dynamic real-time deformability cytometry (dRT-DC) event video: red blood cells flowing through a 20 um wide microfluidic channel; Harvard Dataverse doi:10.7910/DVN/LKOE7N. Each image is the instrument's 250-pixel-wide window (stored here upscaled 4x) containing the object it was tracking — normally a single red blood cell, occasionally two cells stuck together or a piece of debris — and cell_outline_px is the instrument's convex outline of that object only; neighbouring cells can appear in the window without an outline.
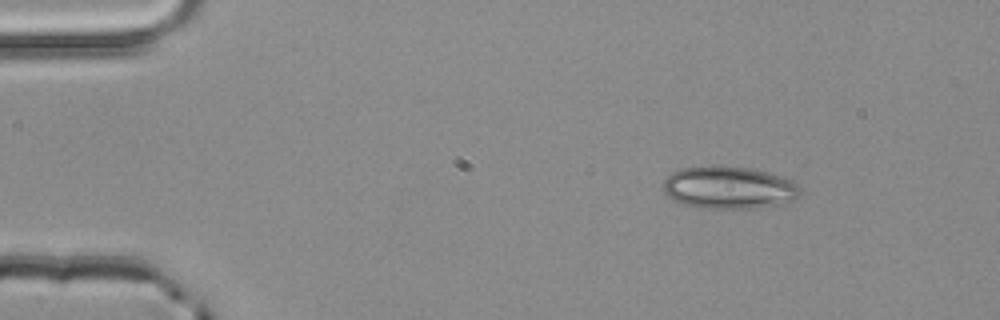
{"species": "common noctule bat (a hibernating species)", "species_latin": "Nyctalus noctula", "temperature_condition": "room temperature", "stored_images_in_passage": 3, "segment_of_instrument_passage": [1, 2], "camera_frame_rate_fps": 3000, "um_per_image_px": 0.085, "animal": {"sex": "male", "body_mass_g": 20.4}, "frame": {"image": 1, "passage_image": 1, "time_ms": 0.0, "image_size_px": [1000, 320], "cell_outline_px": [[800, 192], [792, 200], [784, 204], [756, 208], [700, 208], [684, 204], [672, 200], [664, 192], [664, 180], [672, 172], [680, 168], [748, 168], [764, 172], [792, 180], [800, 184]], "centroid_in_image_um": [61.97, 15.99], "position_along_channel_um": 23.0, "area_um2": 33.18}}